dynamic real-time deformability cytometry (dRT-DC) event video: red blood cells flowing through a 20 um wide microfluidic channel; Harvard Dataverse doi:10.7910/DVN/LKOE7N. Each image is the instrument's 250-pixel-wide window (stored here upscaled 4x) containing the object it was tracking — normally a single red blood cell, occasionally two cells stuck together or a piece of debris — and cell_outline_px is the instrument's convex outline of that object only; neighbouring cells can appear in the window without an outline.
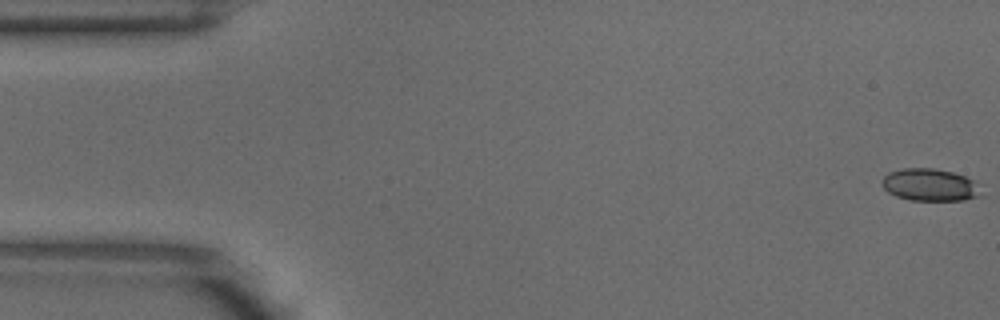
{"species": "common noctule bat (a hibernating species)", "species_latin": "Nyctalus noctula", "temperature_condition": "warm", "stored_images_in_passage": 4, "camera_frame_rate_fps": 3000, "um_per_image_px": 0.085, "animal": {"sex": "male", "body_mass_g": 18.8}, "frame": {"image": 1, "passage_image": 1, "time_ms": 0.0, "image_size_px": [1000, 320], "cell_outline_px": [[980, 196], [964, 200], [912, 200], [896, 196], [888, 192], [880, 184], [884, 176], [888, 172], [904, 168], [932, 168], [952, 172], [964, 176], [980, 184]], "centroid_in_image_um": [79.03, 15.71], "position_along_channel_um": 6.0, "area_um2": 18.67}}